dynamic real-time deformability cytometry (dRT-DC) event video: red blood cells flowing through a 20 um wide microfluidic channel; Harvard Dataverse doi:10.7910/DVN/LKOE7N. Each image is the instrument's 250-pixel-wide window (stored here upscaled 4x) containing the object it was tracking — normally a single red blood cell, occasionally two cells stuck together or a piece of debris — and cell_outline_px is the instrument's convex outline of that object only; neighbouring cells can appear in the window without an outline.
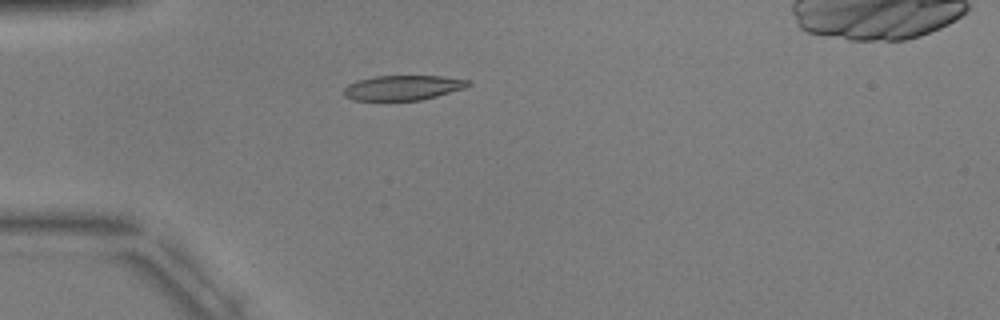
{"species": "common noctule bat (a hibernating species)", "species_latin": "Nyctalus noctula", "temperature_condition": "warm", "stored_images_in_passage": 6, "camera_frame_rate_fps": 3000, "um_per_image_px": 0.085, "animal": {"sex": "male", "body_mass_g": 17.9, "forearm_length_mm": 54.2}, "frame": {"image": 1, "passage_image": 4, "time_ms": 5.0, "image_size_px": [1000, 320], "cell_outline_px": [[472, 84], [464, 88], [436, 96], [420, 100], [352, 100], [344, 96], [344, 88], [348, 84], [356, 80], [376, 76], [440, 76], [468, 80]], "centroid_in_image_um": [34.21, 7.45], "position_along_channel_um": 50.8, "area_um2": 17.92}}